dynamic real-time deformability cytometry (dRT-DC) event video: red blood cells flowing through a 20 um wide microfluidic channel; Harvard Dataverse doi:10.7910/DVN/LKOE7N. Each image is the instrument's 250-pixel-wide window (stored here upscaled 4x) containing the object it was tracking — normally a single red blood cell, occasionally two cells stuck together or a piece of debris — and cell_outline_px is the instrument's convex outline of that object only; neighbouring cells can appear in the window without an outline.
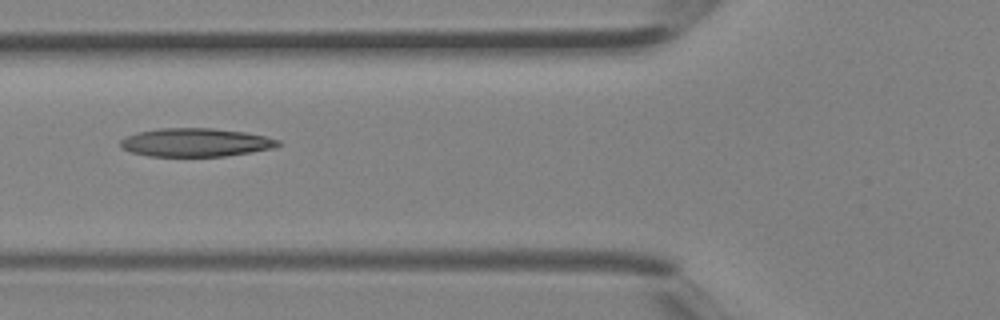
{"species": "Egyptian fruit bat (a non-hibernating species)", "species_latin": "Rousettus aegyptiacus", "temperature_condition": "room temperature", "stored_images_in_passage": 2, "camera_frame_rate_fps": 3000, "um_per_image_px": 0.085, "animal": {"sex": "female"}, "frame": {"image": 1, "passage_image": 2, "time_ms": 0.333, "image_size_px": [1000, 320], "cell_outline_px": [[284, 144], [272, 148], [252, 152], [224, 156], [148, 156], [132, 152], [120, 148], [120, 140], [136, 132], [160, 128], [212, 128], [244, 132], [264, 136], [280, 140]], "centroid_in_image_um": [16.63, 12.11], "position_along_channel_um": 109.2, "area_um2": 26.13}}